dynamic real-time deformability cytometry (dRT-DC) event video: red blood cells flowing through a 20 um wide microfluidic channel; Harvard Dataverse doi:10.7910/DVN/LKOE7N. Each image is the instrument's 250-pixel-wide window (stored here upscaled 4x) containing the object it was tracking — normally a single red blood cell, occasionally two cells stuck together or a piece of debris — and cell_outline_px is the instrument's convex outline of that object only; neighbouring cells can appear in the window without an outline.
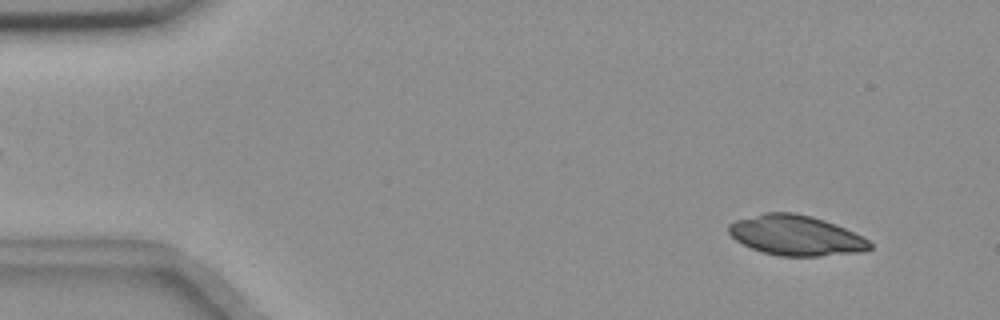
{"species": "common noctule bat (a hibernating species)", "species_latin": "Nyctalus noctula", "temperature_condition": "room temperature", "stored_images_in_passage": 53, "camera_frame_rate_fps": 3000, "um_per_image_px": 0.085, "animal": {"sex": "female", "body_mass_g": 18.4}, "frame": {"image": 1, "passage_image": 3, "time_ms": 0.667, "image_size_px": [1000, 320], "cell_outline_px": [[872, 248], [864, 252], [820, 256], [780, 256], [760, 252], [736, 240], [728, 232], [728, 224], [736, 220], [764, 212], [796, 212], [812, 216], [824, 220], [844, 228], [868, 240], [872, 244]], "centroid_in_image_um": [67.64, 20.01], "position_along_channel_um": 17.4, "area_um2": 33.06}}